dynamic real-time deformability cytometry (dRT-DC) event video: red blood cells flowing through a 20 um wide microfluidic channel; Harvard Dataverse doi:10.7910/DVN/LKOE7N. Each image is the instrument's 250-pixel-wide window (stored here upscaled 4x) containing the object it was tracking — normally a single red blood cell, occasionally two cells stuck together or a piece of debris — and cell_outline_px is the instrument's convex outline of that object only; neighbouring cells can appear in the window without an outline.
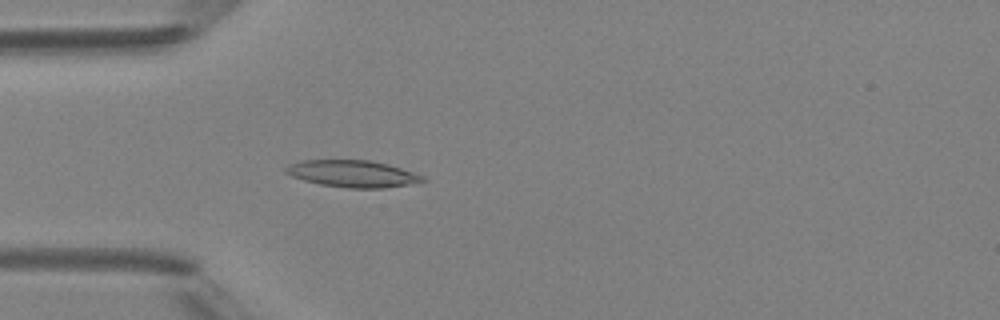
{"species": "Egyptian fruit bat (a non-hibernating species)", "species_latin": "Rousettus aegyptiacus", "temperature_condition": "room temperature", "stored_images_in_passage": 4, "camera_frame_rate_fps": 3000, "um_per_image_px": 0.085, "animal": {"sex": "female"}, "frame": {"image": 1, "passage_image": 4, "time_ms": 3.333, "image_size_px": [1000, 320], "cell_outline_px": [[428, 180], [408, 184], [384, 188], [348, 188], [320, 184], [304, 180], [292, 176], [284, 172], [284, 168], [288, 164], [304, 160], [372, 160], [388, 164], [424, 176]], "centroid_in_image_um": [29.95, 14.76], "position_along_channel_um": 55.0, "area_um2": 21.39}}